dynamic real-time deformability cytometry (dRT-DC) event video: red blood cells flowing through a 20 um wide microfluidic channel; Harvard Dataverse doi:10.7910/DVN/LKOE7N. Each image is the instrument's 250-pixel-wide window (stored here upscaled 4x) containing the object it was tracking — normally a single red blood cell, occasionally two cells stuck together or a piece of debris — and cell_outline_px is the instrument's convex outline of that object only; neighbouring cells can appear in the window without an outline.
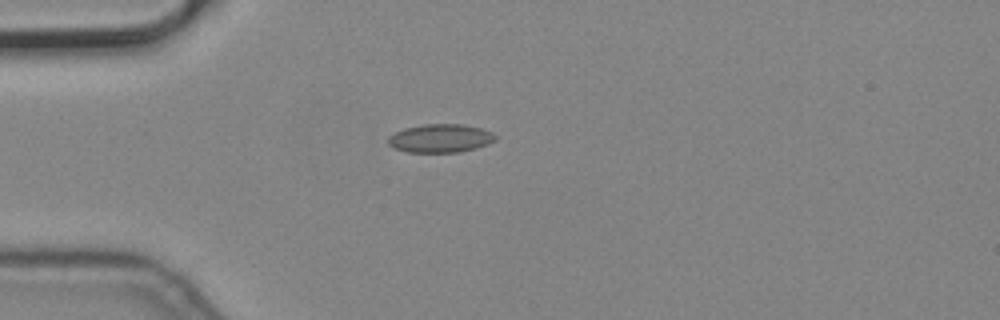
{"species": "common noctule bat (a hibernating species)", "species_latin": "Nyctalus noctula", "temperature_condition": "cold", "stored_images_in_passage": 1, "camera_frame_rate_fps": 3000, "um_per_image_px": 0.085, "animal": {"sex": "male", "body_mass_g": 19.2, "forearm_length_mm": 51.8}, "frame": {"image": 1, "passage_image": 1, "time_ms": 0.0, "image_size_px": [1000, 320], "cell_outline_px": [[496, 140], [488, 144], [476, 148], [460, 152], [408, 152], [396, 148], [388, 144], [388, 136], [404, 128], [424, 124], [464, 124], [480, 128], [492, 132], [496, 136]], "centroid_in_image_um": [37.45, 11.75], "position_along_channel_um": 47.6, "area_um2": 17.74}}